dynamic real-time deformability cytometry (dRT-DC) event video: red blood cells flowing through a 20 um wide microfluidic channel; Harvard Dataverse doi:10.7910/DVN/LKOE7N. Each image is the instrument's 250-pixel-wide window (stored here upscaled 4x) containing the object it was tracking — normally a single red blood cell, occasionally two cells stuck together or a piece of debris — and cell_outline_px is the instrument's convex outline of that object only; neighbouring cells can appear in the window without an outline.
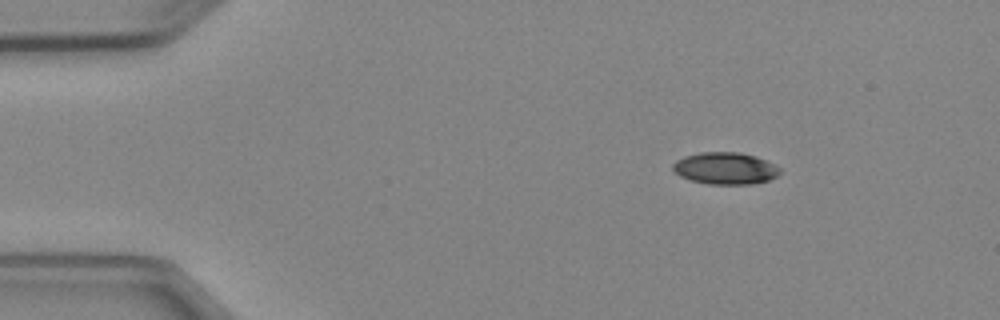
{"species": "Egyptian fruit bat (a non-hibernating species)", "species_latin": "Rousettus aegyptiacus", "temperature_condition": "cold", "stored_images_in_passage": 4, "camera_frame_rate_fps": 3000, "um_per_image_px": 0.085, "animal": {"sex": "female"}, "frame": {"image": 1, "passage_image": 2, "time_ms": 1.0, "image_size_px": [1000, 320], "cell_outline_px": [[780, 172], [776, 176], [768, 180], [748, 184], [708, 184], [692, 180], [680, 176], [672, 168], [672, 164], [676, 160], [684, 156], [700, 152], [740, 152], [756, 156], [776, 164], [780, 168]], "centroid_in_image_um": [61.65, 14.29], "position_along_channel_um": 23.3, "area_um2": 19.94}}